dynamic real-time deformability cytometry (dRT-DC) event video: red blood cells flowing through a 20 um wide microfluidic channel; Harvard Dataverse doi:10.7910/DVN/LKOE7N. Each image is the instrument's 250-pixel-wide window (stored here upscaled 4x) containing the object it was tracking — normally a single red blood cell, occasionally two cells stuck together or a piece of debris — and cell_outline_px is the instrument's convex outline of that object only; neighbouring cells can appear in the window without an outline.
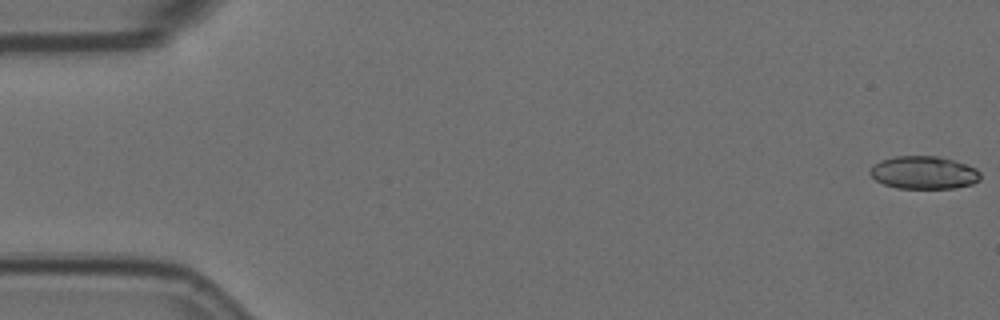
{"species": "Egyptian fruit bat (a non-hibernating species)", "species_latin": "Rousettus aegyptiacus", "temperature_condition": "room temperature", "stored_images_in_passage": 6, "camera_frame_rate_fps": 3000, "um_per_image_px": 0.085, "animal": {"sex": "female"}, "frame": {"image": 1, "passage_image": 1, "time_ms": 0.0, "image_size_px": [1000, 320], "cell_outline_px": [[980, 180], [972, 184], [956, 188], [896, 188], [884, 184], [876, 180], [868, 172], [872, 164], [880, 160], [892, 156], [940, 156], [976, 168], [980, 172]], "centroid_in_image_um": [78.49, 14.66], "position_along_channel_um": 6.5, "area_um2": 21.27}}
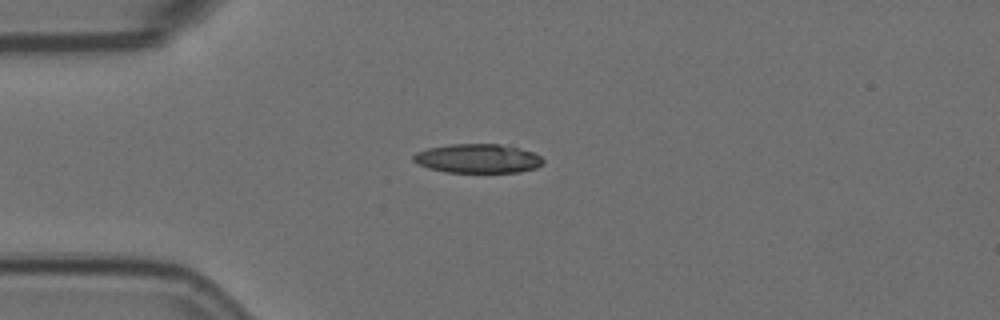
{"frame": {"image": 2, "passage_image": 5, "time_ms": 1.333, "image_size_px": [1000, 320], "cell_outline_px": [[544, 164], [536, 168], [520, 172], [444, 172], [428, 168], [416, 164], [412, 160], [412, 156], [416, 152], [428, 148], [448, 144], [500, 144], [520, 148], [532, 152], [540, 156], [544, 160]], "centroid_in_image_um": [40.59, 13.47], "position_along_channel_um": 44.4, "area_um2": 22.2}}